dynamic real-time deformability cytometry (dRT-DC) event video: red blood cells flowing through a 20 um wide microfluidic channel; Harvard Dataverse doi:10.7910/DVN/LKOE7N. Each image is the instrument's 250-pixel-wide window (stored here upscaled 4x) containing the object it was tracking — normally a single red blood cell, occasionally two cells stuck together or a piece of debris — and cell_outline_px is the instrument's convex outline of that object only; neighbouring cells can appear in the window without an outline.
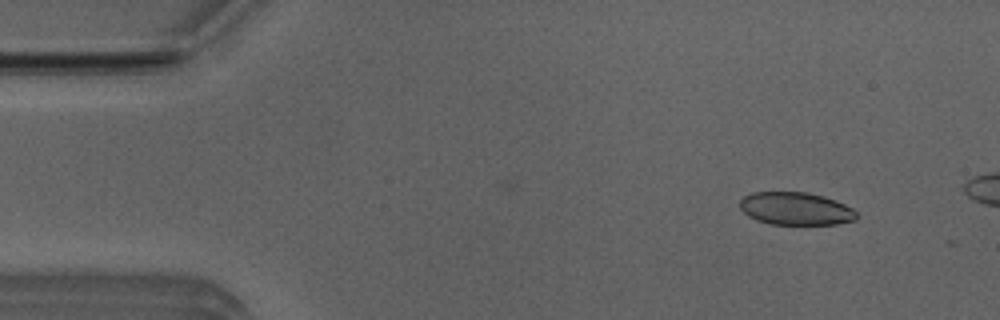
{"species": "Egyptian fruit bat (a non-hibernating species)", "species_latin": "Rousettus aegyptiacus", "temperature_condition": "room temperature", "stored_images_in_passage": 4, "camera_frame_rate_fps": 3000, "um_per_image_px": 0.085, "animal": {"sex": "male"}, "frame": {"image": 1, "passage_image": 1, "time_ms": 0.0, "image_size_px": [1000, 320], "cell_outline_px": [[860, 216], [856, 220], [836, 224], [768, 224], [756, 220], [748, 216], [740, 208], [740, 200], [744, 196], [752, 192], [808, 192], [824, 196], [836, 200], [852, 208]], "centroid_in_image_um": [67.65, 17.73], "position_along_channel_um": 17.4, "area_um2": 22.48}}